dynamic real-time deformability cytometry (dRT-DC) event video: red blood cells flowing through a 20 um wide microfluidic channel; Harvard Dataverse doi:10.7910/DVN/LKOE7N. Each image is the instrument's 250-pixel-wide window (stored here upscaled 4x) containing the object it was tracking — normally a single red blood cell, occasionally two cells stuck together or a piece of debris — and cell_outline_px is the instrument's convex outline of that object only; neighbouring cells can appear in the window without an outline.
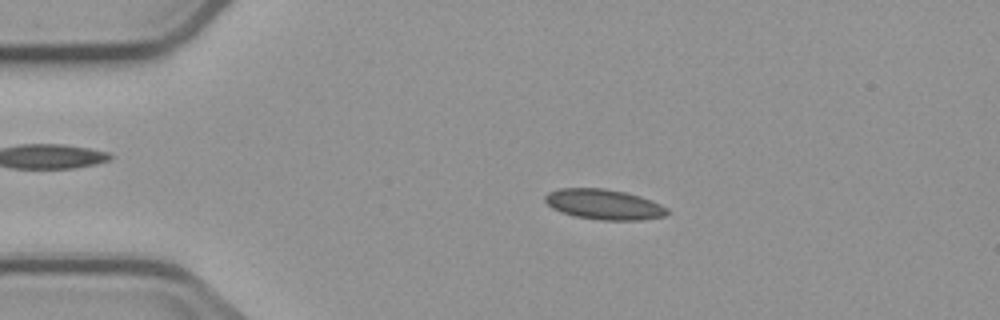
{"species": "common noctule bat (a hibernating species)", "species_latin": "Nyctalus noctula", "temperature_condition": "cold", "stored_images_in_passage": 5, "camera_frame_rate_fps": 3000, "um_per_image_px": 0.085, "animal": {"sex": "male", "body_mass_g": 23.1, "forearm_length_mm": 52.7}, "frame": {"image": 1, "passage_image": 3, "time_ms": 2.333, "image_size_px": [1000, 320], "cell_outline_px": [[672, 212], [664, 216], [640, 220], [604, 220], [576, 216], [560, 212], [552, 208], [544, 200], [544, 196], [548, 192], [560, 188], [604, 188], [624, 192], [640, 196], [660, 204], [668, 208]], "centroid_in_image_um": [51.34, 17.37], "position_along_channel_um": 33.7, "area_um2": 21.56}}